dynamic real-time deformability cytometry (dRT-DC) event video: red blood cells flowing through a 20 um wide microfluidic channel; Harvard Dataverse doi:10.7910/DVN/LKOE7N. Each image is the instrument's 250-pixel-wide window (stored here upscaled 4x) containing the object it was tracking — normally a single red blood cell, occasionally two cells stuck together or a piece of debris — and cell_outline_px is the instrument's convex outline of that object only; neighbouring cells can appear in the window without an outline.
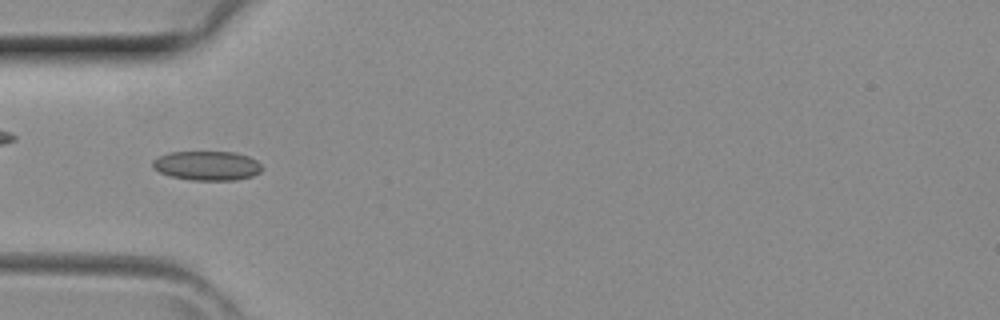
{"species": "common noctule bat (a hibernating species)", "species_latin": "Nyctalus noctula", "temperature_condition": "room temperature", "stored_images_in_passage": 40, "camera_frame_rate_fps": 3000, "um_per_image_px": 0.085, "animal": {"sex": "female", "body_mass_g": 29.2, "forearm_length_mm": 56.3}, "frame": {"image": 1, "passage_image": 12, "time_ms": 3.667, "image_size_px": [1000, 320], "cell_outline_px": [[264, 168], [260, 172], [252, 176], [236, 180], [192, 180], [168, 176], [152, 168], [152, 160], [168, 152], [236, 152], [248, 156], [256, 160]], "centroid_in_image_um": [17.59, 14.08], "position_along_channel_um": 67.4, "area_um2": 18.84}}
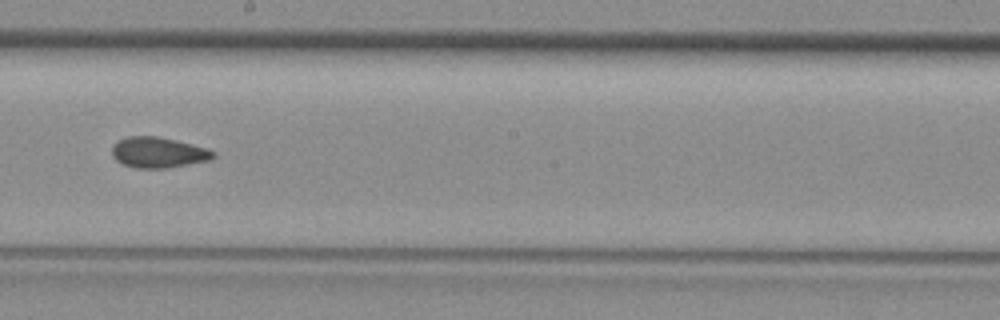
{"frame": {"image": 2, "passage_image": 22, "time_ms": 7.0, "image_size_px": [1000, 320], "cell_outline_px": [[216, 156], [212, 160], [168, 168], [136, 168], [124, 164], [116, 160], [112, 156], [112, 144], [128, 136], [156, 136], [208, 148], [216, 152]], "centroid_in_image_um": [13.48, 12.97], "position_along_channel_um": 234.7, "area_um2": 18.15}}
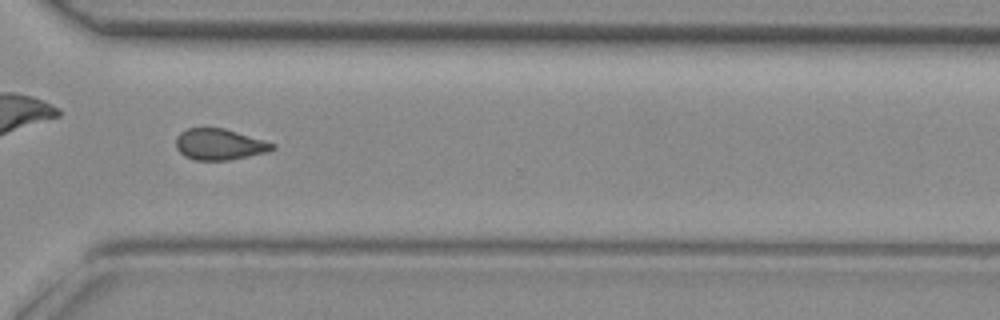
{"frame": {"image": 3, "passage_image": 29, "time_ms": 9.333, "image_size_px": [1000, 320], "cell_outline_px": [[276, 148], [268, 152], [228, 160], [192, 160], [184, 156], [176, 148], [176, 136], [180, 132], [188, 128], [224, 128], [276, 144]], "centroid_in_image_um": [18.63, 12.27], "position_along_channel_um": 352.0, "area_um2": 17.51}}